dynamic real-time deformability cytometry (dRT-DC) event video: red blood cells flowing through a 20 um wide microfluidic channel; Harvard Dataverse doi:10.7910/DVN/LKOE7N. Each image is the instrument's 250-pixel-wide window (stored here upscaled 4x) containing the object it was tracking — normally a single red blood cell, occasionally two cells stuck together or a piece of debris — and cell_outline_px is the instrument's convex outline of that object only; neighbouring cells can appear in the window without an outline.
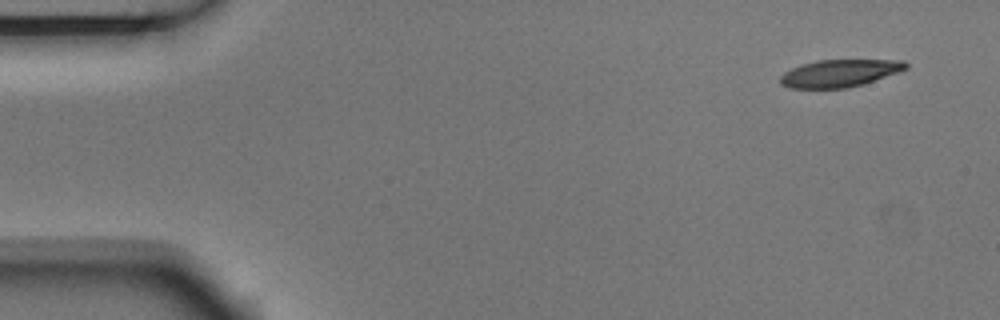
{"species": "Egyptian fruit bat (a non-hibernating species)", "species_latin": "Rousettus aegyptiacus", "temperature_condition": "room temperature", "stored_images_in_passage": 5, "camera_frame_rate_fps": 3000, "um_per_image_px": 0.085, "animal": {"sex": "male"}, "frame": {"image": 1, "passage_image": 1, "time_ms": 0.0, "image_size_px": [1000, 320], "cell_outline_px": [[908, 68], [864, 84], [844, 88], [788, 88], [780, 84], [780, 76], [784, 72], [800, 64], [816, 60], [904, 60], [908, 64]], "centroid_in_image_um": [71.33, 6.22], "position_along_channel_um": 13.7, "area_um2": 20.06}}
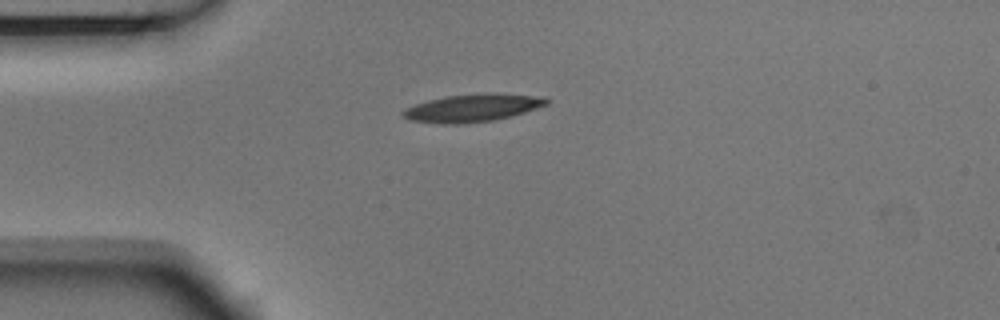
{"frame": {"image": 2, "passage_image": 4, "time_ms": 1.0, "image_size_px": [1000, 320], "cell_outline_px": [[548, 104], [524, 112], [492, 120], [464, 124], [440, 124], [408, 120], [400, 112], [404, 108], [428, 100], [448, 96], [484, 92], [496, 92], [532, 96], [548, 100]], "centroid_in_image_um": [40.08, 9.17], "position_along_channel_um": 44.9, "area_um2": 23.06}}
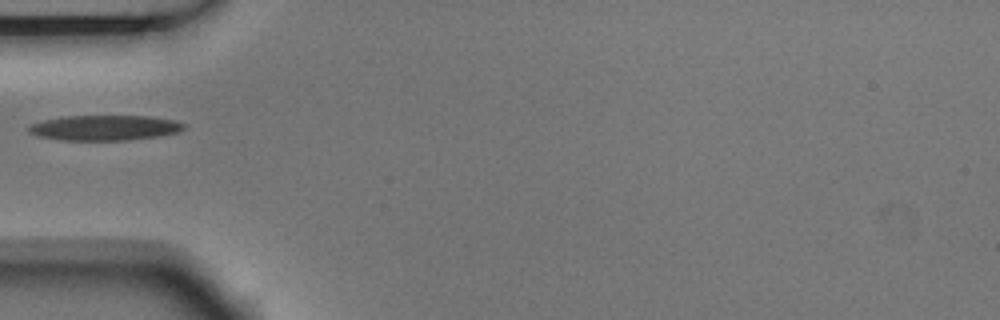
{"frame": {"image": 3, "passage_image": 5, "time_ms": 1.333, "image_size_px": [1000, 320], "cell_outline_px": [[188, 124], [180, 132], [160, 136], [128, 140], [60, 140], [36, 136], [28, 132], [28, 128], [32, 124], [44, 120], [64, 116], [148, 116], [176, 120]], "centroid_in_image_um": [8.94, 10.86], "position_along_channel_um": 76.1, "area_um2": 23.0}}